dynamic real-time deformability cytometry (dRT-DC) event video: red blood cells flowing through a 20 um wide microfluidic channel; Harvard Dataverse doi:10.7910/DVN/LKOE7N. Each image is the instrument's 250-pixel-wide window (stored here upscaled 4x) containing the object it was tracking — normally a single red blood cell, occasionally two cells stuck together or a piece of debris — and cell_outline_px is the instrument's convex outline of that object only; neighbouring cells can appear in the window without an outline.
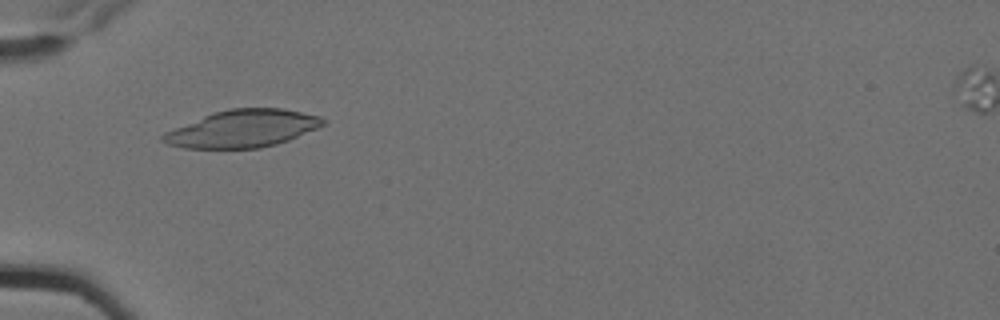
{"species": "Egyptian fruit bat (a non-hibernating species)", "species_latin": "Rousettus aegyptiacus", "temperature_condition": "cold", "stored_images_in_passage": 10, "camera_frame_rate_fps": 3000, "um_per_image_px": 0.085, "animal": {"sex": "female"}, "frame": {"image": 1, "passage_image": 6, "time_ms": 1.667, "image_size_px": [1000, 320], "cell_outline_px": [[328, 124], [288, 140], [276, 144], [260, 148], [184, 148], [168, 144], [160, 140], [160, 136], [164, 132], [212, 112], [232, 108], [280, 108], [320, 116]], "centroid_in_image_um": [20.61, 10.93], "position_along_channel_um": 64.4, "area_um2": 34.85}}
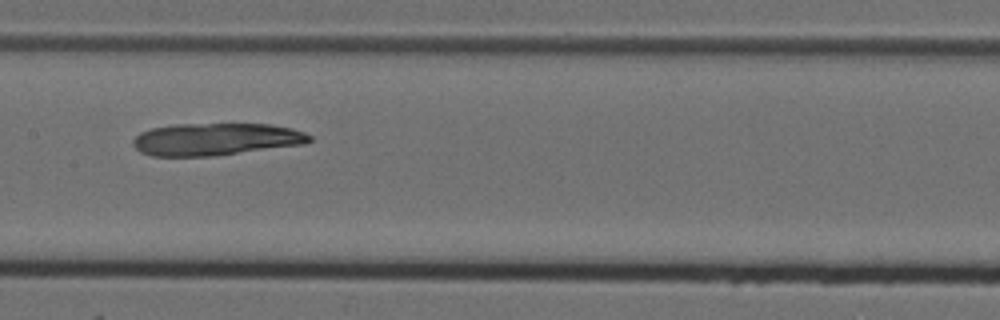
{"frame": {"image": 2, "passage_image": 9, "time_ms": 2.667, "image_size_px": [1000, 320], "cell_outline_px": [[312, 140], [304, 144], [212, 156], [152, 156], [140, 152], [132, 144], [132, 140], [140, 132], [152, 128], [176, 124], [268, 124], [292, 128], [304, 132], [312, 136]], "centroid_in_image_um": [18.33, 11.83], "position_along_channel_um": 189.1, "area_um2": 33.18}}
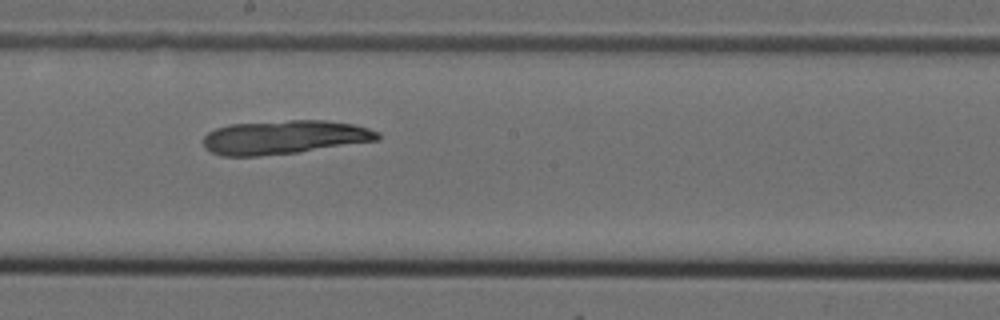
{"frame": {"image": 3, "passage_image": 10, "time_ms": 3.0, "image_size_px": [1000, 320], "cell_outline_px": [[380, 140], [296, 152], [256, 156], [220, 156], [204, 148], [204, 136], [208, 132], [216, 128], [228, 124], [288, 120], [324, 120], [352, 124], [368, 128], [380, 132]], "centroid_in_image_um": [24.15, 11.66], "position_along_channel_um": 224.0, "area_um2": 34.33}}